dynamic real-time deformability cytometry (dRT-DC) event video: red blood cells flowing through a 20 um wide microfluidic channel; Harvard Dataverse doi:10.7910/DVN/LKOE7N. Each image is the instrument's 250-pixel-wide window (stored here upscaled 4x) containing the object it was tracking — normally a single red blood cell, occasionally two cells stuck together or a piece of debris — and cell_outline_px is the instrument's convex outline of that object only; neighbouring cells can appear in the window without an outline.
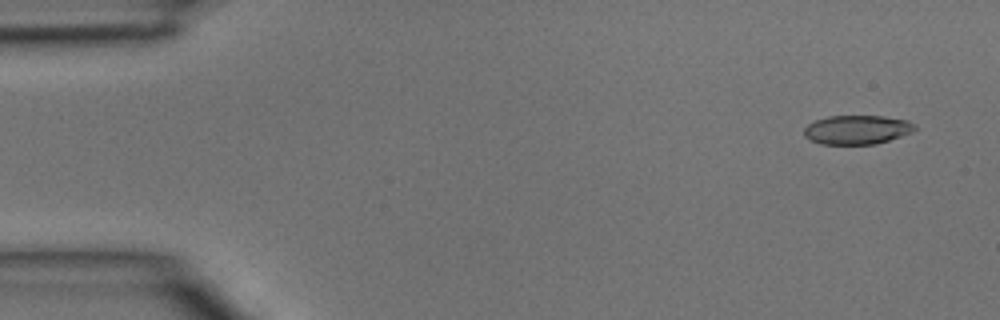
{"species": "common noctule bat (a hibernating species)", "species_latin": "Nyctalus noctula", "temperature_condition": "room temperature", "stored_images_in_passage": 4, "camera_frame_rate_fps": 3000, "um_per_image_px": 0.085, "animal": {"sex": "male", "body_mass_g": 15.6}, "frame": {"image": 1, "passage_image": 1, "time_ms": 0.0, "image_size_px": [1000, 320], "cell_outline_px": [[916, 128], [912, 132], [876, 144], [820, 144], [808, 140], [804, 136], [804, 128], [808, 124], [816, 120], [828, 116], [884, 116], [908, 120], [916, 124]], "centroid_in_image_um": [72.83, 11.02], "position_along_channel_um": 12.2, "area_um2": 18.84}}
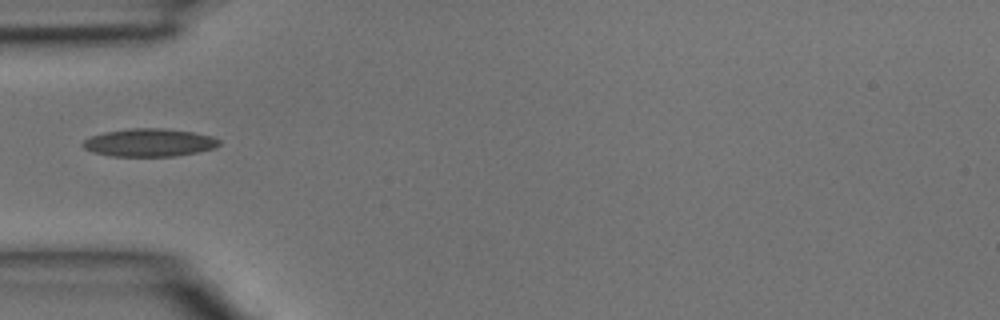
{"frame": {"image": 2, "passage_image": 4, "time_ms": 1.0, "image_size_px": [1000, 320], "cell_outline_px": [[220, 144], [216, 148], [196, 152], [172, 156], [112, 156], [92, 152], [84, 148], [80, 144], [84, 140], [92, 136], [104, 132], [128, 128], [164, 128], [192, 132], [212, 136], [220, 140]], "centroid_in_image_um": [12.67, 12.11], "position_along_channel_um": 72.3, "area_um2": 22.2}}